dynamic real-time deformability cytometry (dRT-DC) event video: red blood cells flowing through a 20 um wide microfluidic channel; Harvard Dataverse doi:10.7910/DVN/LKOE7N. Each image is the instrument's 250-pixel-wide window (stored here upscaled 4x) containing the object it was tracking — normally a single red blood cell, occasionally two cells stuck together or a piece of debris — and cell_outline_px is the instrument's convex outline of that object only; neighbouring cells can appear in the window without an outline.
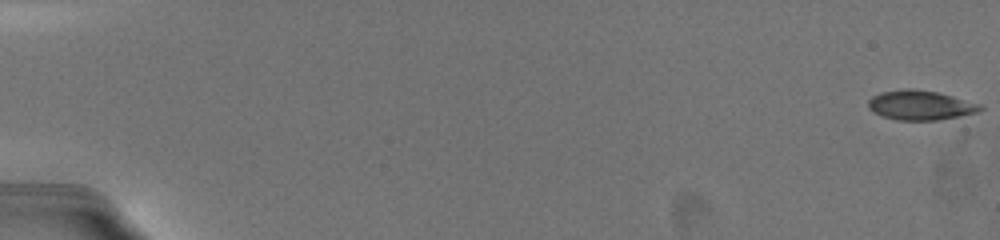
{"species": "common noctule bat (a hibernating species)", "species_latin": "Nyctalus noctula", "temperature_condition": "warm", "stored_images_in_passage": 31, "camera_frame_rate_fps": 3000, "um_per_image_px": 0.085, "animal": {"sex": "female", "body_mass_g": 19.5, "forearm_length_mm": 54.1}, "frame": {"image": 1, "passage_image": 1, "time_ms": 0.0, "image_size_px": [1000, 240], "cell_outline_px": [[984, 108], [980, 112], [936, 120], [896, 120], [872, 112], [868, 108], [868, 100], [872, 96], [880, 92], [904, 88], [912, 88], [936, 92], [952, 96], [980, 104]], "centroid_in_image_um": [78.2, 8.94], "position_along_channel_um": 6.8, "area_um2": 19.31}}
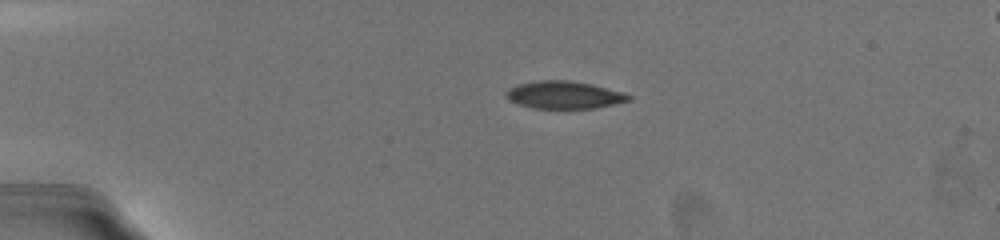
{"frame": {"image": 2, "passage_image": 23, "time_ms": 4.667, "image_size_px": [1000, 240], "cell_outline_px": [[632, 100], [596, 108], [532, 108], [516, 104], [508, 100], [504, 96], [504, 92], [508, 88], [520, 84], [540, 80], [568, 80], [592, 84], [620, 92], [632, 96]], "centroid_in_image_um": [47.9, 8.07], "position_along_channel_um": 37.1, "area_um2": 19.71}}